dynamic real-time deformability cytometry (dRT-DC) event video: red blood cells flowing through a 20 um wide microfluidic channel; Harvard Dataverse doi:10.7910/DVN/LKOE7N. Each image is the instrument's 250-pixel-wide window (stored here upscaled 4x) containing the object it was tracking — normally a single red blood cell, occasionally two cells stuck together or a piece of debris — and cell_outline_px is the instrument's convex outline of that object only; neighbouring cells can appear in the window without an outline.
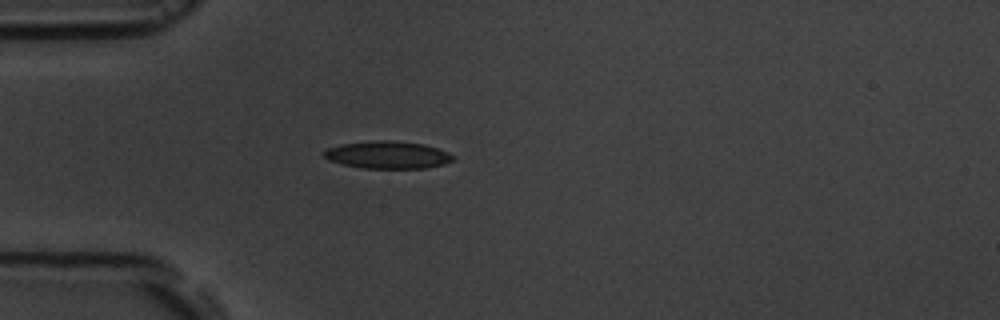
{"species": "common noctule bat (a hibernating species)", "species_latin": "Nyctalus noctula", "temperature_condition": "room temperature", "stored_images_in_passage": 4, "camera_frame_rate_fps": 3000, "um_per_image_px": 0.085, "animal": {"sex": "male", "body_mass_g": 19.5, "forearm_length_mm": 54.6}, "frame": {"image": 1, "passage_image": 4, "time_ms": 3.667, "image_size_px": [1000, 320], "cell_outline_px": [[456, 156], [452, 160], [444, 164], [424, 168], [360, 168], [328, 160], [320, 152], [328, 148], [340, 144], [376, 140], [388, 140], [424, 144], [448, 152]], "centroid_in_image_um": [32.92, 13.16], "position_along_channel_um": 52.1, "area_um2": 20.63}}